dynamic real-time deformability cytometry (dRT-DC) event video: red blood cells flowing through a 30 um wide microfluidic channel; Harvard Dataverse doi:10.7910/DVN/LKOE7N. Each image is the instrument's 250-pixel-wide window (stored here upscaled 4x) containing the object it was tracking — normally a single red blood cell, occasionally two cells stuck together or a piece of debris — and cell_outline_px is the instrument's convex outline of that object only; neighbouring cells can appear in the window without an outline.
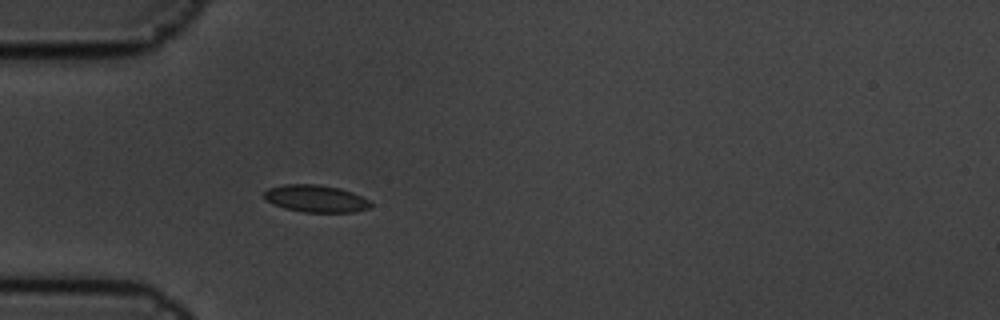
{"species": "common noctule bat (a hibernating species)", "species_latin": "Nyctalus noctula", "temperature_condition": "cold", "stored_images_in_passage": 2, "camera_frame_rate_fps": 3000, "um_per_image_px": 0.085, "animal": {"sex": "male", "body_mass_g": 19.5, "forearm_length_mm": 54.6}, "frame": {"image": 1, "passage_image": 2, "time_ms": 0.333, "image_size_px": [1000, 320], "cell_outline_px": [[372, 204], [368, 208], [356, 212], [304, 212], [284, 208], [272, 204], [264, 196], [264, 192], [268, 188], [284, 184], [316, 184], [340, 188], [352, 192], [368, 200]], "centroid_in_image_um": [26.83, 16.88], "position_along_channel_um": 58.2, "area_um2": 16.82}}